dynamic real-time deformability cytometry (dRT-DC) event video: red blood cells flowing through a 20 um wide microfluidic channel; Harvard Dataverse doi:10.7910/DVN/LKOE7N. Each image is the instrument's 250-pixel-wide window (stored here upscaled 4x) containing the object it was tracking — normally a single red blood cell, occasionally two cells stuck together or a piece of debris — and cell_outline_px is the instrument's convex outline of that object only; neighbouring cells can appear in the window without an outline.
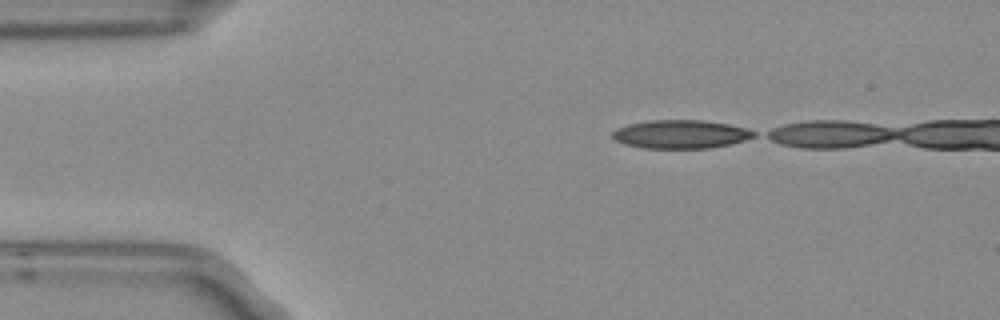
{"species": "Egyptian fruit bat (a non-hibernating species)", "species_latin": "Rousettus aegyptiacus", "temperature_condition": "room temperature", "stored_images_in_passage": 6, "camera_frame_rate_fps": 3000, "um_per_image_px": 0.085, "frame": {"image": 1, "passage_image": 1, "time_ms": 0.0, "image_size_px": [1000, 320], "cell_outline_px": [[756, 136], [744, 140], [728, 144], [708, 148], [644, 148], [624, 144], [616, 140], [612, 136], [612, 132], [616, 128], [628, 124], [648, 120], [704, 120], [728, 124], [748, 128], [756, 132]], "centroid_in_image_um": [57.85, 11.4], "position_along_channel_um": 27.1, "area_um2": 23.47}}